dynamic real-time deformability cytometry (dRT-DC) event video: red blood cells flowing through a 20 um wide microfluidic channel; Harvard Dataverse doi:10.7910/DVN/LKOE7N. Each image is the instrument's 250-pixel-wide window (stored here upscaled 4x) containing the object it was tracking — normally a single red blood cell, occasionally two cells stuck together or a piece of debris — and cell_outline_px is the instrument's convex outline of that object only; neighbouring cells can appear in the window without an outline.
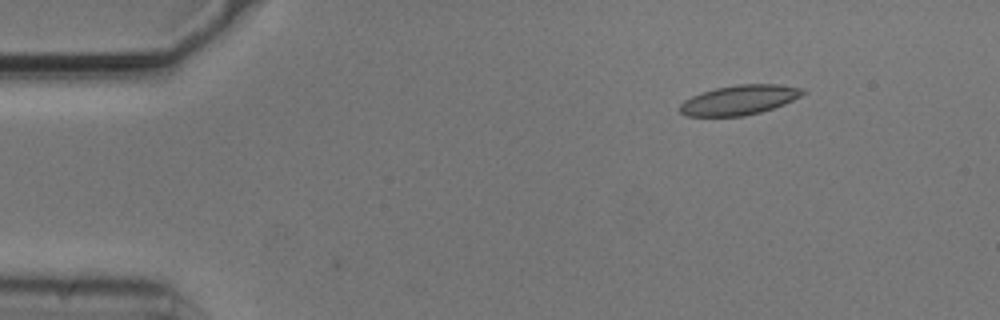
{"species": "common noctule bat (a hibernating species)", "species_latin": "Nyctalus noctula", "temperature_condition": "cold", "stored_images_in_passage": 4, "camera_frame_rate_fps": 3000, "um_per_image_px": 0.085, "animal": {"sex": "male", "body_mass_g": 20.5, "forearm_length_mm": 52.5}, "frame": {"image": 1, "passage_image": 2, "time_ms": 0.333, "image_size_px": [1000, 320], "cell_outline_px": [[808, 92], [784, 104], [760, 112], [744, 116], [688, 116], [680, 112], [680, 104], [684, 100], [692, 96], [716, 88], [736, 84], [780, 84], [804, 88]], "centroid_in_image_um": [62.88, 8.49], "position_along_channel_um": 22.1, "area_um2": 21.21}}